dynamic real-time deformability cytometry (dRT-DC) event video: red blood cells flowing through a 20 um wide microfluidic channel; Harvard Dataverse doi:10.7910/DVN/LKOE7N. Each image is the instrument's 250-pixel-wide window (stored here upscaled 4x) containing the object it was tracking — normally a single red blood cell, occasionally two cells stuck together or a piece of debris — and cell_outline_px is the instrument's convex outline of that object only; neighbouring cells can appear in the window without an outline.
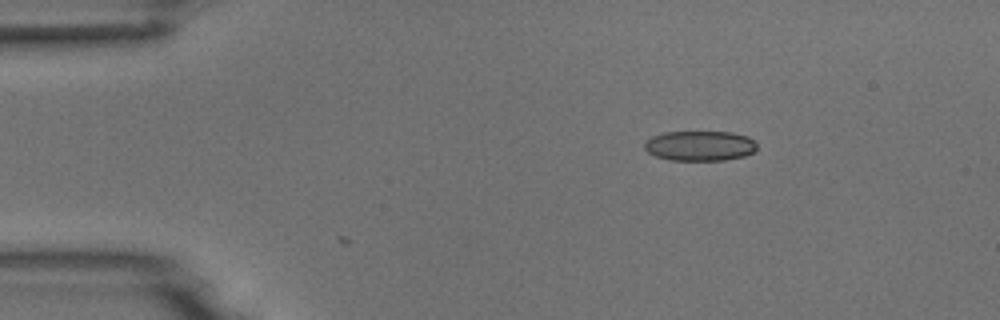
{"species": "common noctule bat (a hibernating species)", "species_latin": "Nyctalus noctula", "temperature_condition": "room temperature", "stored_images_in_passage": 3, "camera_frame_rate_fps": 3000, "um_per_image_px": 0.085, "animal": {"sex": "male", "body_mass_g": 18.8}, "frame": {"image": 1, "passage_image": 1, "time_ms": 0.0, "image_size_px": [1000, 320], "cell_outline_px": [[756, 152], [744, 156], [724, 160], [672, 160], [656, 156], [648, 152], [644, 148], [644, 144], [652, 136], [664, 132], [732, 132], [748, 136], [756, 144]], "centroid_in_image_um": [59.51, 12.39], "position_along_channel_um": 25.5, "area_um2": 19.65}}